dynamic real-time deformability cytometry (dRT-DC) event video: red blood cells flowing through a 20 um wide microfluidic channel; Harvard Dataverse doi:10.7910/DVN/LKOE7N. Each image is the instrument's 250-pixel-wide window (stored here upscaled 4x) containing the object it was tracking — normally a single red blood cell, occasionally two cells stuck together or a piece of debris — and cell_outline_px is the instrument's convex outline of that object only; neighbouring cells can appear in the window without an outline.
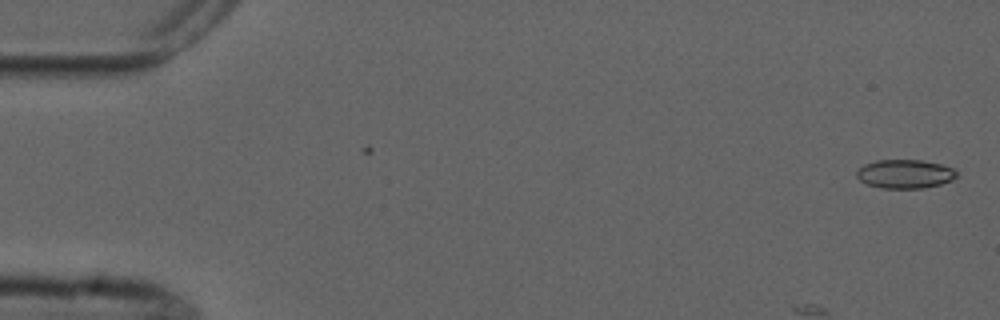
{"species": "common noctule bat (a hibernating species)", "species_latin": "Nyctalus noctula", "temperature_condition": "cold", "stored_images_in_passage": 2, "camera_frame_rate_fps": 3000, "um_per_image_px": 0.085, "animal": {"sex": "male", "forearm_length_mm": 52.5}, "frame": {"image": 1, "passage_image": 2, "time_ms": 1.333, "image_size_px": [1000, 320], "cell_outline_px": [[956, 176], [952, 180], [940, 184], [924, 188], [880, 188], [868, 184], [860, 180], [856, 176], [856, 172], [864, 164], [876, 160], [920, 160], [940, 164], [952, 168], [956, 172]], "centroid_in_image_um": [76.9, 14.78], "position_along_channel_um": 8.1, "area_um2": 16.65}}